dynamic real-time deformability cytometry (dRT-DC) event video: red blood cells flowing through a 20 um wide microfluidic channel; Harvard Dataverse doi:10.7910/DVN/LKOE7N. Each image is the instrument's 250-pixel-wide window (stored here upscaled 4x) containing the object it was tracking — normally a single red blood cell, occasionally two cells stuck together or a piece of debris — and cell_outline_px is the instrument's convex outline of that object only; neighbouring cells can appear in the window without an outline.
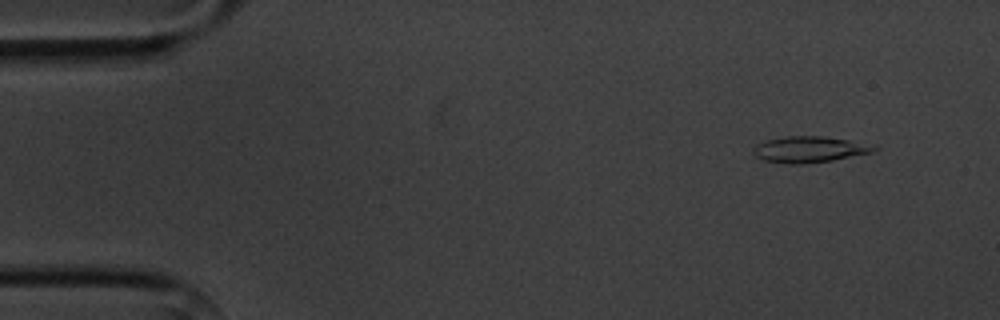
{"species": "common noctule bat (a hibernating species)", "species_latin": "Nyctalus noctula", "temperature_condition": "cold", "stored_images_in_passage": 4, "camera_frame_rate_fps": 3000, "um_per_image_px": 0.085, "animal": {"sex": "male", "body_mass_g": 20.1, "forearm_length_mm": 53.5}, "frame": {"image": 1, "passage_image": 1, "time_ms": 0.0, "image_size_px": [1000, 320], "cell_outline_px": [[880, 148], [872, 152], [832, 160], [804, 164], [788, 164], [764, 160], [756, 156], [752, 152], [756, 144], [764, 140], [784, 136], [824, 136], [876, 144]], "centroid_in_image_um": [68.82, 12.69], "position_along_channel_um": 16.2, "area_um2": 18.61}}